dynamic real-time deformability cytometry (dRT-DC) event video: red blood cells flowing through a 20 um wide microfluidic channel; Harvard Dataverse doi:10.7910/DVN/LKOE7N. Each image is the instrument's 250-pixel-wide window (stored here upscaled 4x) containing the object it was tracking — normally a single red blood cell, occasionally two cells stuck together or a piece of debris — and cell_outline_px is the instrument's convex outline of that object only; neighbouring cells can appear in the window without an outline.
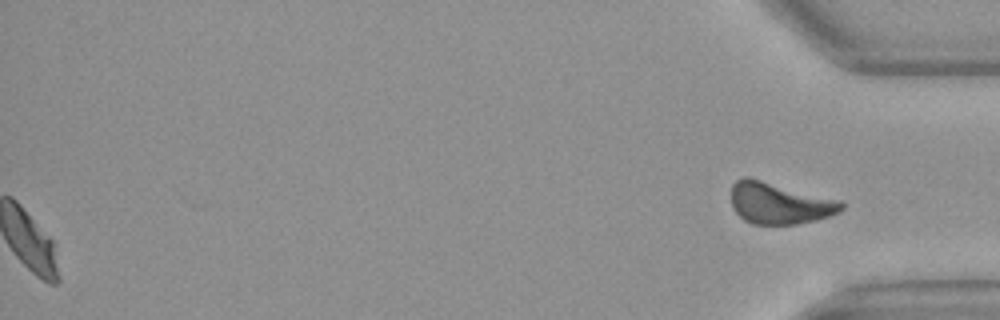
{"species": "Egyptian fruit bat (a non-hibernating species)", "species_latin": "Rousettus aegyptiacus", "temperature_condition": "warm", "stored_images_in_passage": 48, "segment_of_instrument_passage": [2, 2], "camera_frame_rate_fps": 3000, "um_per_image_px": 0.085, "animal": {"sex": "female"}, "frame": {"image": 1, "passage_image": 48, "time_ms": 15.667, "image_size_px": [1000, 320], "cell_outline_px": [[844, 208], [840, 212], [816, 220], [796, 224], [752, 224], [744, 220], [732, 208], [732, 184], [736, 180], [744, 176], [748, 176], [844, 200]], "centroid_in_image_um": [66.29, 17.25], "position_along_channel_um": 368.9, "area_um2": 27.17}}